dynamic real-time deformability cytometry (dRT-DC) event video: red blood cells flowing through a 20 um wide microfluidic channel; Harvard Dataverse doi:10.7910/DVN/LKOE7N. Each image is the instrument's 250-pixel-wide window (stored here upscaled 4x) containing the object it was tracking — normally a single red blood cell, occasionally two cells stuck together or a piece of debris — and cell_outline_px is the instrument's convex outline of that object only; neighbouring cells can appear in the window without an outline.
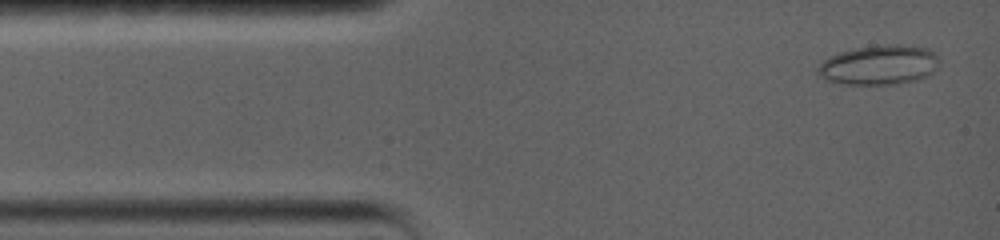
{"species": "common noctule bat (a hibernating species)", "species_latin": "Nyctalus noctula", "temperature_condition": "warm", "stored_images_in_passage": 48, "camera_frame_rate_fps": 5000, "um_per_image_px": 0.085, "animal": {"sex": "female", "body_mass_g": 19.0, "forearm_length_mm": 56.7}, "frame": {"image": 1, "passage_image": 3, "time_ms": 0.4, "image_size_px": [1000, 240], "cell_outline_px": [[940, 60], [936, 68], [928, 76], [916, 80], [896, 84], [844, 84], [824, 80], [816, 72], [816, 68], [824, 60], [840, 52], [856, 48], [888, 44], [900, 44], [928, 48]], "centroid_in_image_um": [74.72, 5.53], "position_along_channel_um": 10.3, "area_um2": 28.03}}
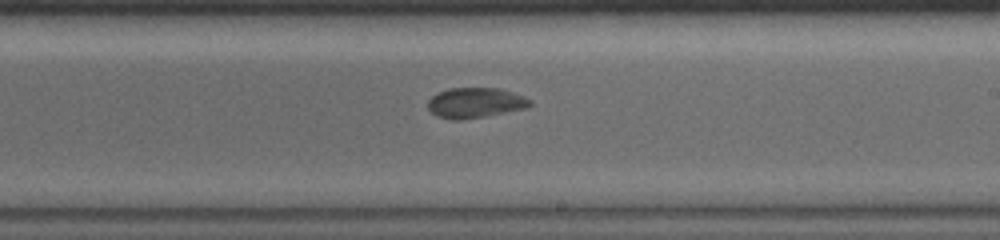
{"frame": {"image": 2, "passage_image": 25, "time_ms": 9.0, "image_size_px": [1000, 240], "cell_outline_px": [[532, 104], [528, 108], [484, 116], [460, 120], [452, 120], [436, 116], [428, 108], [428, 100], [436, 92], [448, 88], [496, 88], [512, 92], [524, 96], [532, 100]], "centroid_in_image_um": [40.39, 8.73], "position_along_channel_um": 248.6, "area_um2": 18.09}}
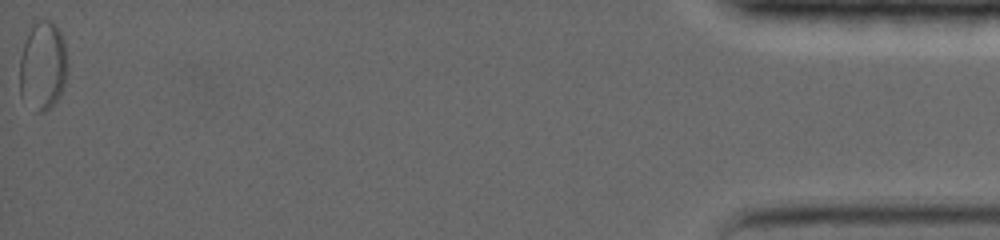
{"frame": {"image": 3, "passage_image": 48, "time_ms": 18.2, "image_size_px": [1000, 240], "cell_outline_px": [[68, 72], [64, 88], [56, 100], [44, 112], [36, 112], [20, 96], [20, 56], [24, 40], [32, 20], [36, 16], [52, 20], [56, 24], [64, 40], [68, 64]], "centroid_in_image_um": [3.64, 5.5], "position_along_channel_um": 431.6, "area_um2": 25.72}, "authors_computed_cell_mechanics": {"area_um2": 21.3282, "velocity_mm_per_s": 3.5194, "shape_relaxation_time_tau1_ms": null, "shape_relaxation_time_tau2_ms": 2.2298, "deformation_change_tau1": null, "deformation_change_tau2": 0.0427}}